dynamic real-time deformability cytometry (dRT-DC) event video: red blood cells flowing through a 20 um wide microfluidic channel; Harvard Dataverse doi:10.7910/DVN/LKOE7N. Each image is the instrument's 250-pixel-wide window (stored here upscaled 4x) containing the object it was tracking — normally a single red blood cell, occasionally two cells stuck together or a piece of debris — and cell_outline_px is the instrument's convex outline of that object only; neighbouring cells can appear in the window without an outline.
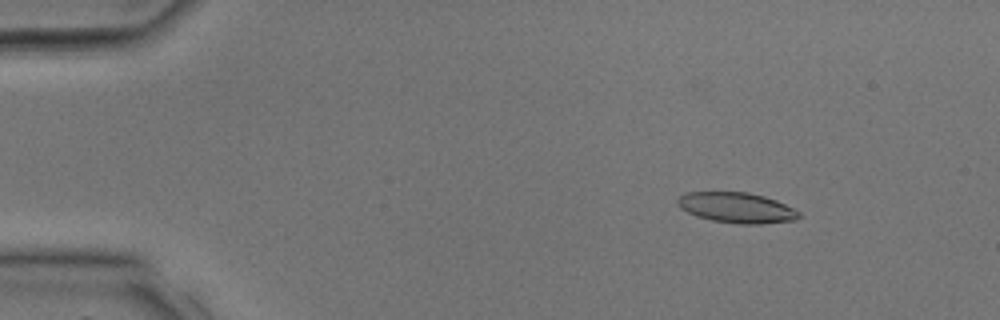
{"species": "common noctule bat (a hibernating species)", "species_latin": "Nyctalus noctula", "temperature_condition": "room temperature", "stored_images_in_passage": 32, "camera_frame_rate_fps": 3000, "um_per_image_px": 0.085, "animal": {"sex": "male", "body_mass_g": 17.9, "forearm_length_mm": 54.2}, "frame": {"image": 1, "passage_image": 4, "time_ms": 1.0, "image_size_px": [1000, 320], "cell_outline_px": [[800, 216], [796, 220], [760, 224], [740, 224], [712, 220], [696, 216], [680, 208], [676, 204], [676, 200], [680, 196], [688, 192], [748, 192], [764, 196], [776, 200], [800, 212]], "centroid_in_image_um": [62.6, 17.65], "position_along_channel_um": 22.4, "area_um2": 21.5}}
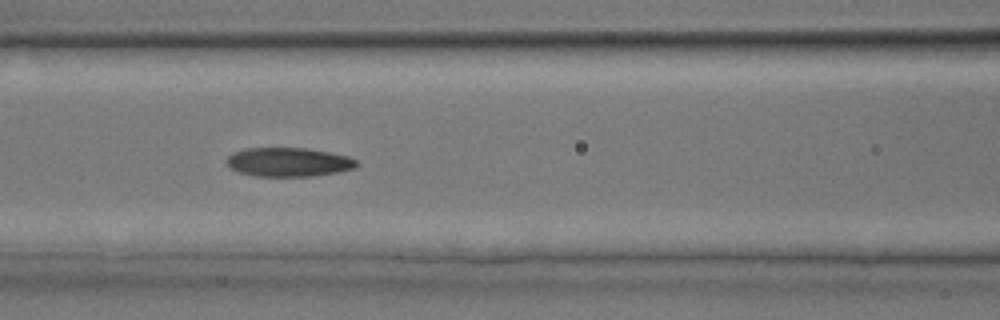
{"frame": {"image": 2, "passage_image": 14, "time_ms": 4.333, "image_size_px": [1000, 320], "cell_outline_px": [[360, 164], [356, 168], [336, 172], [312, 176], [256, 176], [240, 172], [232, 168], [228, 164], [228, 156], [232, 152], [244, 148], [308, 148], [348, 156], [356, 160]], "centroid_in_image_um": [24.56, 13.77], "position_along_channel_um": 142.0, "area_um2": 21.85}}
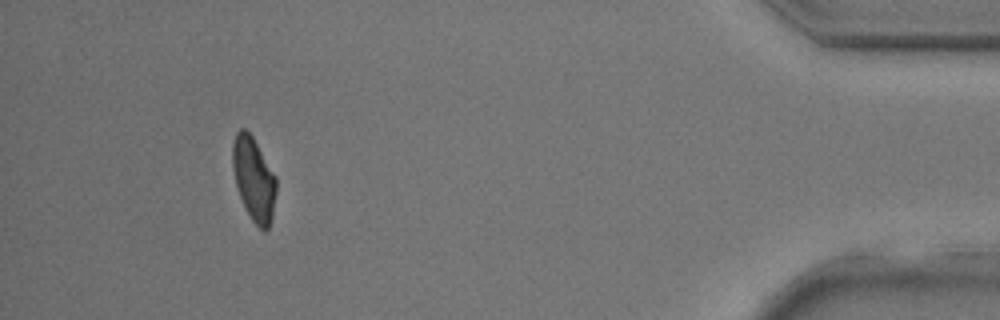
{"frame": {"image": 3, "passage_image": 30, "time_ms": 9.667, "image_size_px": [1000, 320], "cell_outline_px": [[276, 192], [272, 216], [268, 228], [264, 232], [252, 220], [240, 196], [236, 184], [232, 168], [232, 144], [236, 132], [240, 128], [244, 128], [252, 136], [276, 176]], "centroid_in_image_um": [21.56, 15.19], "position_along_channel_um": 413.6, "area_um2": 21.04}}